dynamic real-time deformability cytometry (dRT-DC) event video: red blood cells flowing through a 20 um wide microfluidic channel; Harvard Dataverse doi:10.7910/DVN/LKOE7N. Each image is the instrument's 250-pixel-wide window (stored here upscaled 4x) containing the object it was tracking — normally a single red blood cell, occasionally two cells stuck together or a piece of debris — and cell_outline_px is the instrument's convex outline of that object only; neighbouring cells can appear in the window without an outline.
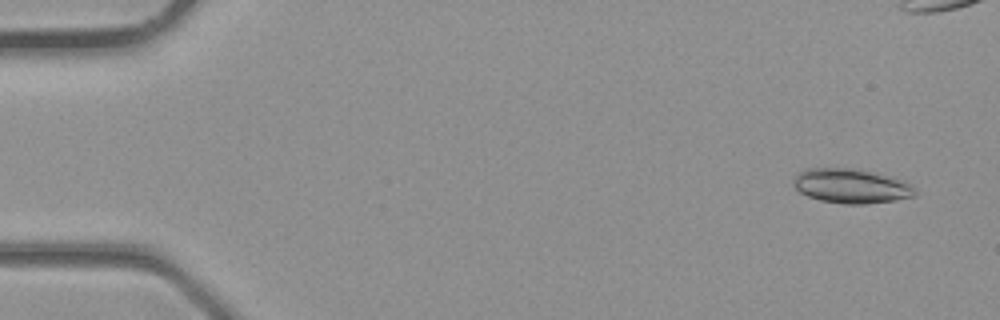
{"species": "common noctule bat (a hibernating species)", "species_latin": "Nyctalus noctula", "temperature_condition": "room temperature", "stored_images_in_passage": 4, "camera_frame_rate_fps": 3000, "um_per_image_px": 0.085, "animal": {"sex": "male", "body_mass_g": 23.1, "forearm_length_mm": 52.7}, "frame": {"image": 1, "passage_image": 1, "time_ms": 0.0, "image_size_px": [1000, 320], "cell_outline_px": [[916, 196], [896, 200], [864, 204], [844, 204], [820, 200], [808, 196], [800, 192], [792, 184], [792, 180], [804, 168], [852, 168], [888, 176], [900, 180], [908, 184], [916, 192]], "centroid_in_image_um": [72.3, 15.82], "position_along_channel_um": 12.7, "area_um2": 24.16}}
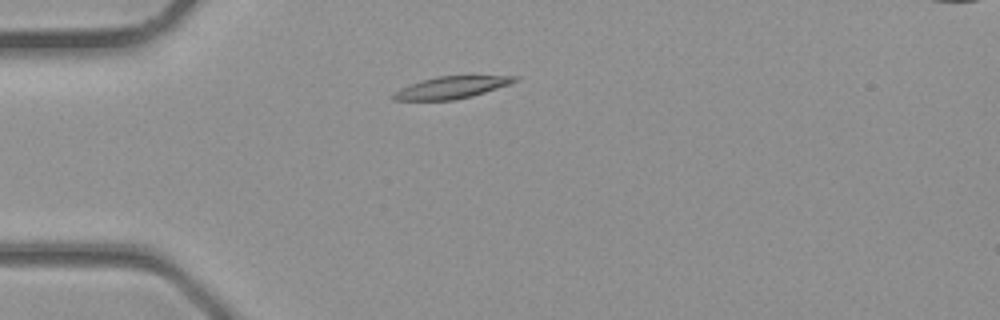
{"frame": {"image": 2, "passage_image": 4, "time_ms": 1.0, "image_size_px": [1000, 320], "cell_outline_px": [[520, 80], [472, 96], [456, 100], [392, 100], [392, 96], [396, 92], [420, 80], [436, 76], [520, 76]], "centroid_in_image_um": [38.4, 7.43], "position_along_channel_um": 46.6, "area_um2": 15.32}}